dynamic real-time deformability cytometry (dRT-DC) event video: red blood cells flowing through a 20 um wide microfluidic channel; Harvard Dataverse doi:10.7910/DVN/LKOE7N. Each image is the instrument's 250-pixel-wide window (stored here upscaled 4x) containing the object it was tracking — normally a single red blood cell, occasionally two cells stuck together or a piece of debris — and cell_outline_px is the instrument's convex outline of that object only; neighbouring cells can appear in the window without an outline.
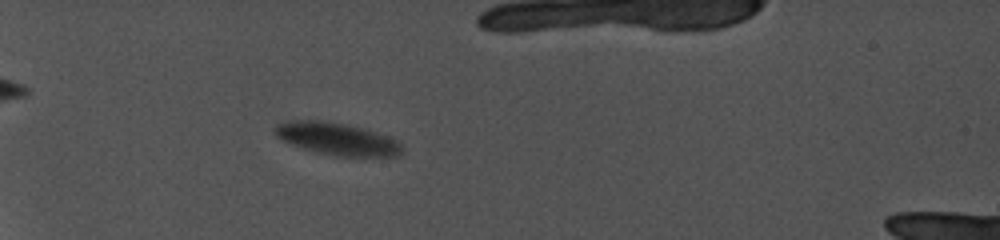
{"species": "common noctule bat (a hibernating species)", "species_latin": "Nyctalus noctula", "temperature_condition": "cold", "stored_images_in_passage": 52, "camera_frame_rate_fps": 5000, "um_per_image_px": 0.085, "animal": {"sex": "female", "body_mass_g": 19.0, "forearm_length_mm": 56.7}, "frame": {"image": 1, "passage_image": 8, "time_ms": 4.2, "image_size_px": [1000, 240], "cell_outline_px": [[404, 152], [400, 156], [336, 156], [304, 148], [292, 144], [276, 136], [272, 128], [276, 124], [288, 120], [324, 120], [364, 128], [396, 140], [404, 148]], "centroid_in_image_um": [28.64, 11.79], "position_along_channel_um": 56.4, "area_um2": 23.81}}
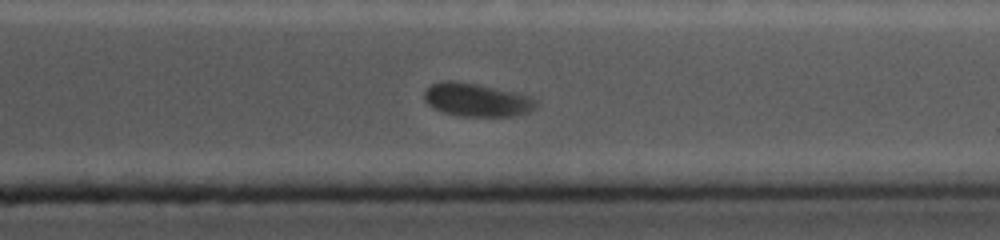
{"frame": {"image": 2, "passage_image": 45, "time_ms": 13.8, "image_size_px": [1000, 240], "cell_outline_px": [[540, 104], [528, 112], [512, 116], [460, 116], [444, 112], [432, 108], [424, 100], [424, 92], [432, 84], [440, 80], [456, 80], [480, 84], [532, 96]], "centroid_in_image_um": [40.52, 8.47], "position_along_channel_um": 370.9, "area_um2": 21.96}}
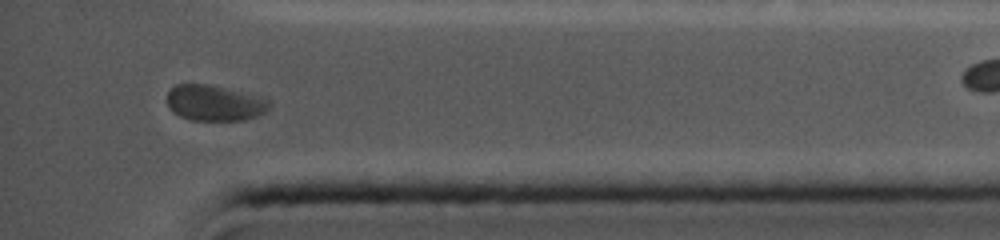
{"frame": {"image": 3, "passage_image": 50, "time_ms": 15.0, "image_size_px": [1000, 240], "cell_outline_px": [[272, 104], [264, 112], [256, 116], [244, 120], [192, 120], [180, 116], [168, 104], [168, 92], [176, 84], [208, 84], [260, 96], [272, 100]], "centroid_in_image_um": [18.29, 8.74], "position_along_channel_um": 416.9, "area_um2": 21.1}}